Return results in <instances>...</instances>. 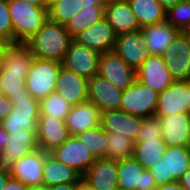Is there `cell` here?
Here are the masks:
<instances>
[{
  "mask_svg": "<svg viewBox=\"0 0 190 190\" xmlns=\"http://www.w3.org/2000/svg\"><path fill=\"white\" fill-rule=\"evenodd\" d=\"M141 121V117L123 110H113L101 113L100 126L106 133H119L136 141Z\"/></svg>",
  "mask_w": 190,
  "mask_h": 190,
  "instance_id": "d4e9b609",
  "label": "cell"
},
{
  "mask_svg": "<svg viewBox=\"0 0 190 190\" xmlns=\"http://www.w3.org/2000/svg\"><path fill=\"white\" fill-rule=\"evenodd\" d=\"M137 80L158 94L166 90L173 82L162 56L150 55L136 70Z\"/></svg>",
  "mask_w": 190,
  "mask_h": 190,
  "instance_id": "2e32d148",
  "label": "cell"
},
{
  "mask_svg": "<svg viewBox=\"0 0 190 190\" xmlns=\"http://www.w3.org/2000/svg\"><path fill=\"white\" fill-rule=\"evenodd\" d=\"M100 56L101 53L73 39L61 63L62 67L90 79L98 73Z\"/></svg>",
  "mask_w": 190,
  "mask_h": 190,
  "instance_id": "9c48e42d",
  "label": "cell"
},
{
  "mask_svg": "<svg viewBox=\"0 0 190 190\" xmlns=\"http://www.w3.org/2000/svg\"><path fill=\"white\" fill-rule=\"evenodd\" d=\"M13 110L0 124L7 133L23 130L37 131L40 116V101L31 96L8 97Z\"/></svg>",
  "mask_w": 190,
  "mask_h": 190,
  "instance_id": "5b68a950",
  "label": "cell"
},
{
  "mask_svg": "<svg viewBox=\"0 0 190 190\" xmlns=\"http://www.w3.org/2000/svg\"><path fill=\"white\" fill-rule=\"evenodd\" d=\"M162 138L167 146L190 147V114L159 116Z\"/></svg>",
  "mask_w": 190,
  "mask_h": 190,
  "instance_id": "603a6c76",
  "label": "cell"
},
{
  "mask_svg": "<svg viewBox=\"0 0 190 190\" xmlns=\"http://www.w3.org/2000/svg\"><path fill=\"white\" fill-rule=\"evenodd\" d=\"M166 20L181 32L190 30V2L180 1L166 12Z\"/></svg>",
  "mask_w": 190,
  "mask_h": 190,
  "instance_id": "d590c367",
  "label": "cell"
},
{
  "mask_svg": "<svg viewBox=\"0 0 190 190\" xmlns=\"http://www.w3.org/2000/svg\"><path fill=\"white\" fill-rule=\"evenodd\" d=\"M37 131L21 130L8 133L4 150L0 153V168L10 170L15 161L39 150Z\"/></svg>",
  "mask_w": 190,
  "mask_h": 190,
  "instance_id": "ba28073f",
  "label": "cell"
},
{
  "mask_svg": "<svg viewBox=\"0 0 190 190\" xmlns=\"http://www.w3.org/2000/svg\"><path fill=\"white\" fill-rule=\"evenodd\" d=\"M88 81L89 79L61 67L55 92L70 105L75 106L88 101Z\"/></svg>",
  "mask_w": 190,
  "mask_h": 190,
  "instance_id": "ac0fdd59",
  "label": "cell"
},
{
  "mask_svg": "<svg viewBox=\"0 0 190 190\" xmlns=\"http://www.w3.org/2000/svg\"><path fill=\"white\" fill-rule=\"evenodd\" d=\"M82 5L83 0H61L48 9L49 20L65 26L83 9Z\"/></svg>",
  "mask_w": 190,
  "mask_h": 190,
  "instance_id": "836d02e7",
  "label": "cell"
},
{
  "mask_svg": "<svg viewBox=\"0 0 190 190\" xmlns=\"http://www.w3.org/2000/svg\"><path fill=\"white\" fill-rule=\"evenodd\" d=\"M122 93L123 90L98 74L88 81V101L93 102L101 113L121 110Z\"/></svg>",
  "mask_w": 190,
  "mask_h": 190,
  "instance_id": "5bb4252c",
  "label": "cell"
},
{
  "mask_svg": "<svg viewBox=\"0 0 190 190\" xmlns=\"http://www.w3.org/2000/svg\"><path fill=\"white\" fill-rule=\"evenodd\" d=\"M94 190H117L118 160L101 158L82 175Z\"/></svg>",
  "mask_w": 190,
  "mask_h": 190,
  "instance_id": "d6986e66",
  "label": "cell"
},
{
  "mask_svg": "<svg viewBox=\"0 0 190 190\" xmlns=\"http://www.w3.org/2000/svg\"><path fill=\"white\" fill-rule=\"evenodd\" d=\"M162 57L174 81L190 80V38L187 32L180 31Z\"/></svg>",
  "mask_w": 190,
  "mask_h": 190,
  "instance_id": "8992f818",
  "label": "cell"
},
{
  "mask_svg": "<svg viewBox=\"0 0 190 190\" xmlns=\"http://www.w3.org/2000/svg\"><path fill=\"white\" fill-rule=\"evenodd\" d=\"M13 110V102L4 94L0 95V123L7 118Z\"/></svg>",
  "mask_w": 190,
  "mask_h": 190,
  "instance_id": "ab89813d",
  "label": "cell"
},
{
  "mask_svg": "<svg viewBox=\"0 0 190 190\" xmlns=\"http://www.w3.org/2000/svg\"><path fill=\"white\" fill-rule=\"evenodd\" d=\"M76 182L67 183V184H59L46 188L47 190H75Z\"/></svg>",
  "mask_w": 190,
  "mask_h": 190,
  "instance_id": "f6af8a7d",
  "label": "cell"
},
{
  "mask_svg": "<svg viewBox=\"0 0 190 190\" xmlns=\"http://www.w3.org/2000/svg\"><path fill=\"white\" fill-rule=\"evenodd\" d=\"M76 137L86 146L95 159L106 158L107 155V133L101 126L94 127Z\"/></svg>",
  "mask_w": 190,
  "mask_h": 190,
  "instance_id": "1f68e13d",
  "label": "cell"
},
{
  "mask_svg": "<svg viewBox=\"0 0 190 190\" xmlns=\"http://www.w3.org/2000/svg\"><path fill=\"white\" fill-rule=\"evenodd\" d=\"M99 1V3L101 4V5H108L109 3H111L113 0H98Z\"/></svg>",
  "mask_w": 190,
  "mask_h": 190,
  "instance_id": "db71d44e",
  "label": "cell"
},
{
  "mask_svg": "<svg viewBox=\"0 0 190 190\" xmlns=\"http://www.w3.org/2000/svg\"><path fill=\"white\" fill-rule=\"evenodd\" d=\"M72 105L66 102L56 92L51 93L48 97L40 101V115L55 116L59 119L66 120Z\"/></svg>",
  "mask_w": 190,
  "mask_h": 190,
  "instance_id": "e575fe53",
  "label": "cell"
},
{
  "mask_svg": "<svg viewBox=\"0 0 190 190\" xmlns=\"http://www.w3.org/2000/svg\"><path fill=\"white\" fill-rule=\"evenodd\" d=\"M61 67L59 61L33 58L26 77V90L30 96L41 101L54 93Z\"/></svg>",
  "mask_w": 190,
  "mask_h": 190,
  "instance_id": "277c9868",
  "label": "cell"
},
{
  "mask_svg": "<svg viewBox=\"0 0 190 190\" xmlns=\"http://www.w3.org/2000/svg\"><path fill=\"white\" fill-rule=\"evenodd\" d=\"M190 169V147L167 146L163 157L148 170L154 177L156 187L179 181Z\"/></svg>",
  "mask_w": 190,
  "mask_h": 190,
  "instance_id": "3957f363",
  "label": "cell"
},
{
  "mask_svg": "<svg viewBox=\"0 0 190 190\" xmlns=\"http://www.w3.org/2000/svg\"><path fill=\"white\" fill-rule=\"evenodd\" d=\"M70 134L65 121L55 116L40 115L37 122V139L39 147L49 153L62 145Z\"/></svg>",
  "mask_w": 190,
  "mask_h": 190,
  "instance_id": "e0dca14e",
  "label": "cell"
},
{
  "mask_svg": "<svg viewBox=\"0 0 190 190\" xmlns=\"http://www.w3.org/2000/svg\"><path fill=\"white\" fill-rule=\"evenodd\" d=\"M117 35L104 17L90 28L85 29L74 40L99 53L113 51Z\"/></svg>",
  "mask_w": 190,
  "mask_h": 190,
  "instance_id": "ffe728a7",
  "label": "cell"
},
{
  "mask_svg": "<svg viewBox=\"0 0 190 190\" xmlns=\"http://www.w3.org/2000/svg\"><path fill=\"white\" fill-rule=\"evenodd\" d=\"M24 1L34 6L45 7V0H24Z\"/></svg>",
  "mask_w": 190,
  "mask_h": 190,
  "instance_id": "f907efd6",
  "label": "cell"
},
{
  "mask_svg": "<svg viewBox=\"0 0 190 190\" xmlns=\"http://www.w3.org/2000/svg\"><path fill=\"white\" fill-rule=\"evenodd\" d=\"M0 83L7 97L30 96L26 90V79L21 74L0 73Z\"/></svg>",
  "mask_w": 190,
  "mask_h": 190,
  "instance_id": "8d00e7d4",
  "label": "cell"
},
{
  "mask_svg": "<svg viewBox=\"0 0 190 190\" xmlns=\"http://www.w3.org/2000/svg\"><path fill=\"white\" fill-rule=\"evenodd\" d=\"M13 24V44L28 42L49 19L48 9L24 0H8Z\"/></svg>",
  "mask_w": 190,
  "mask_h": 190,
  "instance_id": "7a4b0ae2",
  "label": "cell"
},
{
  "mask_svg": "<svg viewBox=\"0 0 190 190\" xmlns=\"http://www.w3.org/2000/svg\"><path fill=\"white\" fill-rule=\"evenodd\" d=\"M166 148L167 145L163 138L148 140V142H135L133 158L139 162L144 169H149L163 157Z\"/></svg>",
  "mask_w": 190,
  "mask_h": 190,
  "instance_id": "4dcf8cb0",
  "label": "cell"
},
{
  "mask_svg": "<svg viewBox=\"0 0 190 190\" xmlns=\"http://www.w3.org/2000/svg\"><path fill=\"white\" fill-rule=\"evenodd\" d=\"M97 74L121 90H126L137 80L136 70L128 66L114 51L101 53Z\"/></svg>",
  "mask_w": 190,
  "mask_h": 190,
  "instance_id": "30bf717a",
  "label": "cell"
},
{
  "mask_svg": "<svg viewBox=\"0 0 190 190\" xmlns=\"http://www.w3.org/2000/svg\"><path fill=\"white\" fill-rule=\"evenodd\" d=\"M44 161L45 152L39 149L18 158L10 169V174L31 189L42 188Z\"/></svg>",
  "mask_w": 190,
  "mask_h": 190,
  "instance_id": "9a60e30c",
  "label": "cell"
},
{
  "mask_svg": "<svg viewBox=\"0 0 190 190\" xmlns=\"http://www.w3.org/2000/svg\"><path fill=\"white\" fill-rule=\"evenodd\" d=\"M82 7L83 9L65 25L73 39L104 18L105 6L101 5L98 0H83Z\"/></svg>",
  "mask_w": 190,
  "mask_h": 190,
  "instance_id": "83f0119b",
  "label": "cell"
},
{
  "mask_svg": "<svg viewBox=\"0 0 190 190\" xmlns=\"http://www.w3.org/2000/svg\"><path fill=\"white\" fill-rule=\"evenodd\" d=\"M10 177V170L0 168V190H3Z\"/></svg>",
  "mask_w": 190,
  "mask_h": 190,
  "instance_id": "ee69618b",
  "label": "cell"
},
{
  "mask_svg": "<svg viewBox=\"0 0 190 190\" xmlns=\"http://www.w3.org/2000/svg\"><path fill=\"white\" fill-rule=\"evenodd\" d=\"M161 131L162 129L158 115L154 114L142 118L141 126L136 134L135 142H148V140H156L157 138H162Z\"/></svg>",
  "mask_w": 190,
  "mask_h": 190,
  "instance_id": "74e56055",
  "label": "cell"
},
{
  "mask_svg": "<svg viewBox=\"0 0 190 190\" xmlns=\"http://www.w3.org/2000/svg\"><path fill=\"white\" fill-rule=\"evenodd\" d=\"M101 112L91 101L72 106L65 124L70 135L76 136L89 129L100 126Z\"/></svg>",
  "mask_w": 190,
  "mask_h": 190,
  "instance_id": "cb8c5ba5",
  "label": "cell"
},
{
  "mask_svg": "<svg viewBox=\"0 0 190 190\" xmlns=\"http://www.w3.org/2000/svg\"><path fill=\"white\" fill-rule=\"evenodd\" d=\"M3 190H31V188L11 176Z\"/></svg>",
  "mask_w": 190,
  "mask_h": 190,
  "instance_id": "60d3db41",
  "label": "cell"
},
{
  "mask_svg": "<svg viewBox=\"0 0 190 190\" xmlns=\"http://www.w3.org/2000/svg\"><path fill=\"white\" fill-rule=\"evenodd\" d=\"M75 190H94V189L84 178L81 177L76 182Z\"/></svg>",
  "mask_w": 190,
  "mask_h": 190,
  "instance_id": "7dc6e473",
  "label": "cell"
},
{
  "mask_svg": "<svg viewBox=\"0 0 190 190\" xmlns=\"http://www.w3.org/2000/svg\"><path fill=\"white\" fill-rule=\"evenodd\" d=\"M113 51L135 70L151 55L141 30L118 35Z\"/></svg>",
  "mask_w": 190,
  "mask_h": 190,
  "instance_id": "4fadbf2b",
  "label": "cell"
},
{
  "mask_svg": "<svg viewBox=\"0 0 190 190\" xmlns=\"http://www.w3.org/2000/svg\"><path fill=\"white\" fill-rule=\"evenodd\" d=\"M104 17L118 36L140 30L137 17L127 0H113L105 5Z\"/></svg>",
  "mask_w": 190,
  "mask_h": 190,
  "instance_id": "7402d4cb",
  "label": "cell"
},
{
  "mask_svg": "<svg viewBox=\"0 0 190 190\" xmlns=\"http://www.w3.org/2000/svg\"><path fill=\"white\" fill-rule=\"evenodd\" d=\"M11 43L0 39V70L3 68L4 58Z\"/></svg>",
  "mask_w": 190,
  "mask_h": 190,
  "instance_id": "b9f144b4",
  "label": "cell"
},
{
  "mask_svg": "<svg viewBox=\"0 0 190 190\" xmlns=\"http://www.w3.org/2000/svg\"><path fill=\"white\" fill-rule=\"evenodd\" d=\"M135 141L119 133H107L106 158L120 160L133 157Z\"/></svg>",
  "mask_w": 190,
  "mask_h": 190,
  "instance_id": "d6a6232c",
  "label": "cell"
},
{
  "mask_svg": "<svg viewBox=\"0 0 190 190\" xmlns=\"http://www.w3.org/2000/svg\"><path fill=\"white\" fill-rule=\"evenodd\" d=\"M158 93L136 80L123 90L121 110L145 118L156 114Z\"/></svg>",
  "mask_w": 190,
  "mask_h": 190,
  "instance_id": "52a82bcc",
  "label": "cell"
},
{
  "mask_svg": "<svg viewBox=\"0 0 190 190\" xmlns=\"http://www.w3.org/2000/svg\"><path fill=\"white\" fill-rule=\"evenodd\" d=\"M7 136H8V133L3 128V126L0 124V153L5 148V143H6V140H7Z\"/></svg>",
  "mask_w": 190,
  "mask_h": 190,
  "instance_id": "c3c4849f",
  "label": "cell"
},
{
  "mask_svg": "<svg viewBox=\"0 0 190 190\" xmlns=\"http://www.w3.org/2000/svg\"><path fill=\"white\" fill-rule=\"evenodd\" d=\"M31 190H47L46 188H35V189H31Z\"/></svg>",
  "mask_w": 190,
  "mask_h": 190,
  "instance_id": "11a10c76",
  "label": "cell"
},
{
  "mask_svg": "<svg viewBox=\"0 0 190 190\" xmlns=\"http://www.w3.org/2000/svg\"><path fill=\"white\" fill-rule=\"evenodd\" d=\"M179 183L184 190H190V169L181 177Z\"/></svg>",
  "mask_w": 190,
  "mask_h": 190,
  "instance_id": "bcb514c9",
  "label": "cell"
},
{
  "mask_svg": "<svg viewBox=\"0 0 190 190\" xmlns=\"http://www.w3.org/2000/svg\"><path fill=\"white\" fill-rule=\"evenodd\" d=\"M57 161L74 168L83 175L96 161L91 152L73 135L60 146L49 152Z\"/></svg>",
  "mask_w": 190,
  "mask_h": 190,
  "instance_id": "8fae6325",
  "label": "cell"
},
{
  "mask_svg": "<svg viewBox=\"0 0 190 190\" xmlns=\"http://www.w3.org/2000/svg\"><path fill=\"white\" fill-rule=\"evenodd\" d=\"M33 58L31 49L26 44H11L7 49L0 73L21 74V77L26 79Z\"/></svg>",
  "mask_w": 190,
  "mask_h": 190,
  "instance_id": "f1b7e54d",
  "label": "cell"
},
{
  "mask_svg": "<svg viewBox=\"0 0 190 190\" xmlns=\"http://www.w3.org/2000/svg\"><path fill=\"white\" fill-rule=\"evenodd\" d=\"M144 36L145 46L151 55L162 56L169 47L172 40L180 32L167 20L141 27Z\"/></svg>",
  "mask_w": 190,
  "mask_h": 190,
  "instance_id": "484cf974",
  "label": "cell"
},
{
  "mask_svg": "<svg viewBox=\"0 0 190 190\" xmlns=\"http://www.w3.org/2000/svg\"><path fill=\"white\" fill-rule=\"evenodd\" d=\"M180 113L190 114L187 81H174L166 90L158 95L156 115L171 116Z\"/></svg>",
  "mask_w": 190,
  "mask_h": 190,
  "instance_id": "44dd1931",
  "label": "cell"
},
{
  "mask_svg": "<svg viewBox=\"0 0 190 190\" xmlns=\"http://www.w3.org/2000/svg\"><path fill=\"white\" fill-rule=\"evenodd\" d=\"M163 8L168 11L170 8L174 7L177 3L182 0H158Z\"/></svg>",
  "mask_w": 190,
  "mask_h": 190,
  "instance_id": "681fc988",
  "label": "cell"
},
{
  "mask_svg": "<svg viewBox=\"0 0 190 190\" xmlns=\"http://www.w3.org/2000/svg\"><path fill=\"white\" fill-rule=\"evenodd\" d=\"M140 27L166 20V10L158 0H127Z\"/></svg>",
  "mask_w": 190,
  "mask_h": 190,
  "instance_id": "f546056e",
  "label": "cell"
},
{
  "mask_svg": "<svg viewBox=\"0 0 190 190\" xmlns=\"http://www.w3.org/2000/svg\"><path fill=\"white\" fill-rule=\"evenodd\" d=\"M0 39L13 44V24L8 0H0Z\"/></svg>",
  "mask_w": 190,
  "mask_h": 190,
  "instance_id": "f35d334b",
  "label": "cell"
},
{
  "mask_svg": "<svg viewBox=\"0 0 190 190\" xmlns=\"http://www.w3.org/2000/svg\"><path fill=\"white\" fill-rule=\"evenodd\" d=\"M118 188L120 190H155L154 177L133 157L118 160Z\"/></svg>",
  "mask_w": 190,
  "mask_h": 190,
  "instance_id": "7c38bea8",
  "label": "cell"
},
{
  "mask_svg": "<svg viewBox=\"0 0 190 190\" xmlns=\"http://www.w3.org/2000/svg\"><path fill=\"white\" fill-rule=\"evenodd\" d=\"M187 92H188V108L190 113V80H187Z\"/></svg>",
  "mask_w": 190,
  "mask_h": 190,
  "instance_id": "f5cc1de1",
  "label": "cell"
},
{
  "mask_svg": "<svg viewBox=\"0 0 190 190\" xmlns=\"http://www.w3.org/2000/svg\"><path fill=\"white\" fill-rule=\"evenodd\" d=\"M3 94V90H2V87H1V83H0V95Z\"/></svg>",
  "mask_w": 190,
  "mask_h": 190,
  "instance_id": "9f6ffc18",
  "label": "cell"
},
{
  "mask_svg": "<svg viewBox=\"0 0 190 190\" xmlns=\"http://www.w3.org/2000/svg\"><path fill=\"white\" fill-rule=\"evenodd\" d=\"M155 190H184L179 181L168 182L162 186L157 187Z\"/></svg>",
  "mask_w": 190,
  "mask_h": 190,
  "instance_id": "7bdbcfd3",
  "label": "cell"
},
{
  "mask_svg": "<svg viewBox=\"0 0 190 190\" xmlns=\"http://www.w3.org/2000/svg\"><path fill=\"white\" fill-rule=\"evenodd\" d=\"M81 177L82 175L74 168L60 163L52 155L45 152L42 188H48L61 183L77 182Z\"/></svg>",
  "mask_w": 190,
  "mask_h": 190,
  "instance_id": "4316f807",
  "label": "cell"
},
{
  "mask_svg": "<svg viewBox=\"0 0 190 190\" xmlns=\"http://www.w3.org/2000/svg\"><path fill=\"white\" fill-rule=\"evenodd\" d=\"M59 1L61 0H45V8L49 9L51 6H53L55 3Z\"/></svg>",
  "mask_w": 190,
  "mask_h": 190,
  "instance_id": "816d5d0a",
  "label": "cell"
},
{
  "mask_svg": "<svg viewBox=\"0 0 190 190\" xmlns=\"http://www.w3.org/2000/svg\"><path fill=\"white\" fill-rule=\"evenodd\" d=\"M73 38L64 25L49 19L43 27L25 44L34 58L62 62Z\"/></svg>",
  "mask_w": 190,
  "mask_h": 190,
  "instance_id": "6da1fadb",
  "label": "cell"
}]
</instances>
